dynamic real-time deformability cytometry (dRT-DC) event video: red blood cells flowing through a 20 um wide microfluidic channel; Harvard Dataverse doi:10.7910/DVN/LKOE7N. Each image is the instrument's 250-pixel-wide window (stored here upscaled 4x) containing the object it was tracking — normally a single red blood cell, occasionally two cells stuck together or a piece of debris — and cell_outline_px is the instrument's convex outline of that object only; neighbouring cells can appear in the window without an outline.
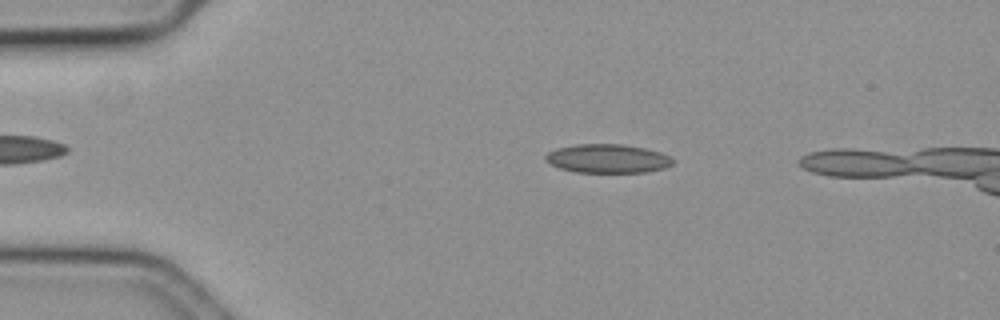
{"species": "common noctule bat (a hibernating species)", "species_latin": "Nyctalus noctula", "temperature_condition": "cold", "stored_images_in_passage": 52, "camera_frame_rate_fps": 3000, "um_per_image_px": 0.085, "animal": {"sex": "female", "body_mass_g": 19.3, "forearm_length_mm": 54.1}, "frame": {"image": 1, "passage_image": 11, "time_ms": 3.333, "image_size_px": [1000, 320], "cell_outline_px": [[676, 160], [672, 164], [664, 168], [644, 172], [576, 172], [560, 168], [544, 160], [544, 156], [548, 152], [556, 148], [576, 144], [624, 144], [644, 148], [660, 152]], "centroid_in_image_um": [51.63, 13.47], "position_along_channel_um": 33.4, "area_um2": 21.33}}
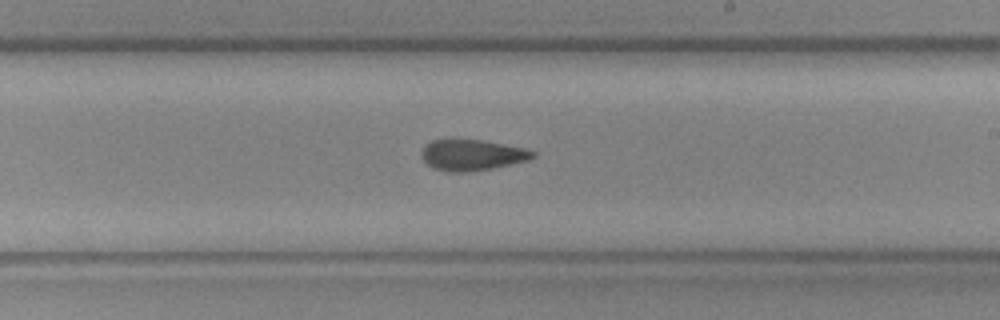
{"frame": {"image": 2, "passage_image": 33, "time_ms": 10.667, "image_size_px": [1000, 320], "cell_outline_px": [[536, 156], [528, 160], [492, 168], [464, 172], [448, 172], [432, 168], [420, 156], [424, 148], [432, 140], [480, 140], [524, 148], [536, 152]], "centroid_in_image_um": [40.13, 13.19], "position_along_channel_um": 248.9, "area_um2": 19.71}}
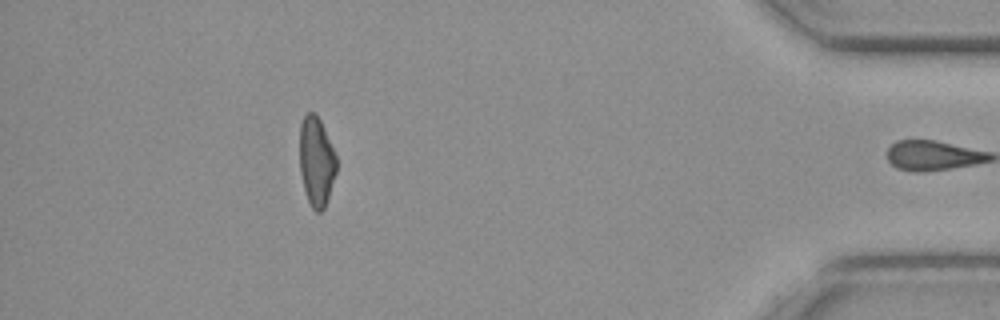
{"frame": {"image": 3, "passage_image": 51, "time_ms": 16.667, "image_size_px": [1000, 320], "cell_outline_px": [[336, 172], [324, 208], [320, 212], [316, 212], [312, 208], [308, 200], [304, 188], [300, 172], [300, 124], [304, 116], [308, 112], [316, 112], [320, 120], [336, 156]], "centroid_in_image_um": [26.88, 13.71], "position_along_channel_um": 408.3, "area_um2": 18.9}, "authors_computed_cell_mechanics": {"area_um2": 20.7791, "velocity_mm_per_s": 3.587, "shape_relaxation_time_tau1_ms": null, "shape_relaxation_time_tau2_ms": 3.8791, "deformation_change_tau1": null, "deformation_change_tau2": 0.1079}}